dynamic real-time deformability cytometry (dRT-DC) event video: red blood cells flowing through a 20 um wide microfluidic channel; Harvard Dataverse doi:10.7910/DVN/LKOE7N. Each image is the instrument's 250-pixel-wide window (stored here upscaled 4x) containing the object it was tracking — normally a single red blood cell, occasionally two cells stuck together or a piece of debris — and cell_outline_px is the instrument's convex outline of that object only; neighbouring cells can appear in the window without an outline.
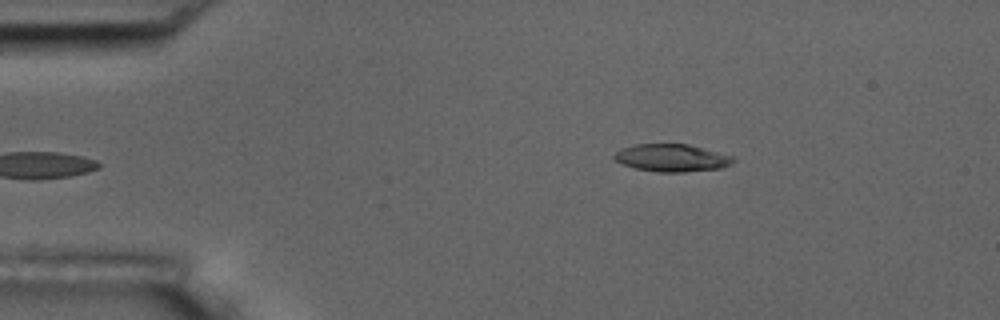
{"species": "common noctule bat (a hibernating species)", "species_latin": "Nyctalus noctula", "temperature_condition": "room temperature", "stored_images_in_passage": 6, "camera_frame_rate_fps": 3000, "um_per_image_px": 0.085, "animal": {"sex": "male", "body_mass_g": 17.5, "forearm_length_mm": 52.3}, "frame": {"image": 1, "passage_image": 6, "time_ms": 5.667, "image_size_px": [1000, 320], "cell_outline_px": [[736, 160], [732, 164], [720, 168], [684, 172], [656, 172], [636, 168], [624, 164], [616, 160], [612, 156], [620, 148], [632, 144], [688, 144], [736, 156]], "centroid_in_image_um": [57.14, 13.41], "position_along_channel_um": 27.9, "area_um2": 19.25}}